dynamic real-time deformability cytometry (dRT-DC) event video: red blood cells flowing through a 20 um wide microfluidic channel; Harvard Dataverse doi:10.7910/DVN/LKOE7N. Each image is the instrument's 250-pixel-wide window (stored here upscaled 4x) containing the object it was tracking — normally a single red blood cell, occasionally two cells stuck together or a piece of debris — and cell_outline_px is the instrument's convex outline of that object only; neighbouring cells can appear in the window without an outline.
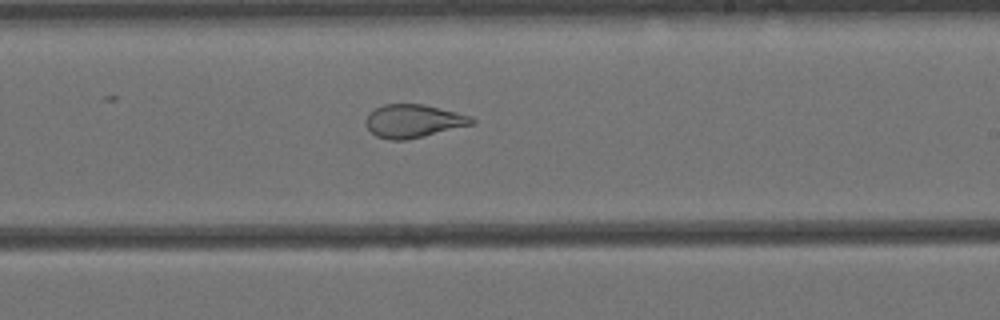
{"species": "Egyptian fruit bat (a non-hibernating species)", "species_latin": "Rousettus aegyptiacus", "temperature_condition": "cold", "stored_images_in_passage": 32, "camera_frame_rate_fps": 3000, "um_per_image_px": 0.085, "animal": {"sex": "female"}, "frame": {"image": 1, "passage_image": 18, "time_ms": 5.667, "image_size_px": [1000, 320], "cell_outline_px": [[476, 124], [424, 136], [404, 140], [388, 140], [376, 136], [364, 124], [364, 120], [376, 108], [384, 104], [424, 104], [472, 116], [476, 120]], "centroid_in_image_um": [35.17, 10.29], "position_along_channel_um": 253.8, "area_um2": 20.58}, "authors_computed_cell_mechanics": {"area_um2": 21.1548, "velocity_mm_per_s": 3.4445, "shape_relaxation_time_tau1_ms": null, "shape_relaxation_time_tau2_ms": 1.5243, "deformation_change_tau1": null, "deformation_change_tau2": 0.0916}}